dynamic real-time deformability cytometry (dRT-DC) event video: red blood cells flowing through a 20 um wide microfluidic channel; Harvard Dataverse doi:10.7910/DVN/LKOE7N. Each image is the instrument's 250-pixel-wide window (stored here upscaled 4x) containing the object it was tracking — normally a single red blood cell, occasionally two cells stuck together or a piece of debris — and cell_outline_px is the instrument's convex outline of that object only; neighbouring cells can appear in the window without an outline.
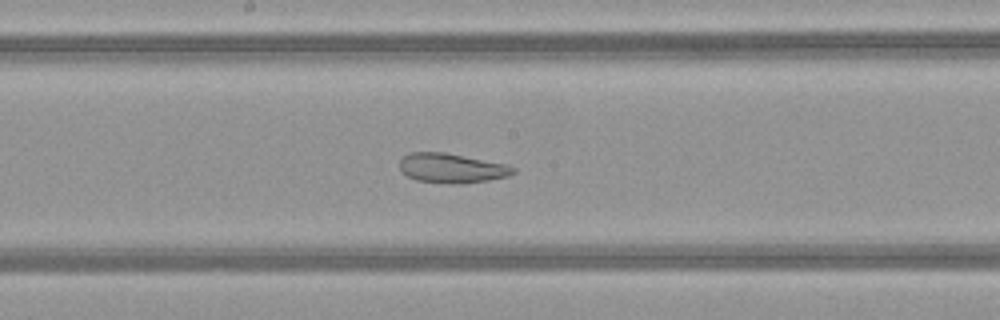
{"species": "common noctule bat (a hibernating species)", "species_latin": "Nyctalus noctula", "temperature_condition": "warm", "stored_images_in_passage": 34, "camera_frame_rate_fps": 3000, "um_per_image_px": 0.085, "animal": {"sex": "female", "body_mass_g": 21.9}, "frame": {"image": 1, "passage_image": 11, "time_ms": 3.333, "image_size_px": [1000, 320], "cell_outline_px": [[516, 172], [508, 176], [488, 180], [460, 184], [452, 184], [416, 180], [408, 176], [400, 168], [400, 160], [408, 152], [444, 152], [508, 164], [516, 168]], "centroid_in_image_um": [38.42, 14.29], "position_along_channel_um": 209.8, "area_um2": 19.59}}
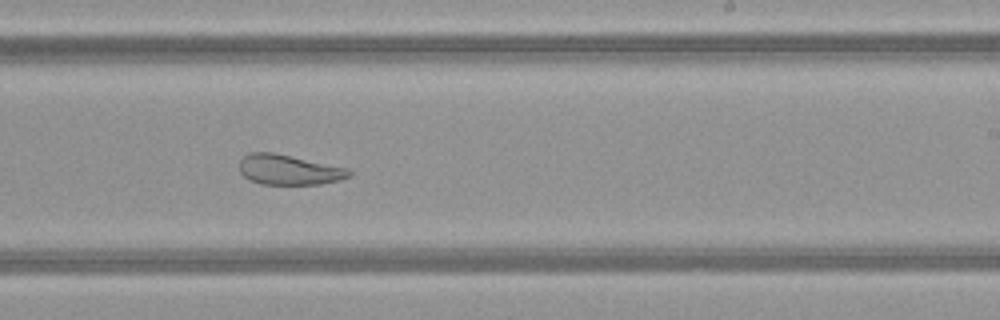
{"frame": {"image": 2, "passage_image": 15, "time_ms": 4.667, "image_size_px": [1000, 320], "cell_outline_px": [[352, 176], [340, 180], [320, 184], [260, 184], [248, 180], [240, 172], [240, 160], [248, 152], [272, 152], [348, 168], [352, 172]], "centroid_in_image_um": [24.55, 14.43], "position_along_channel_um": 264.4, "area_um2": 19.31}}
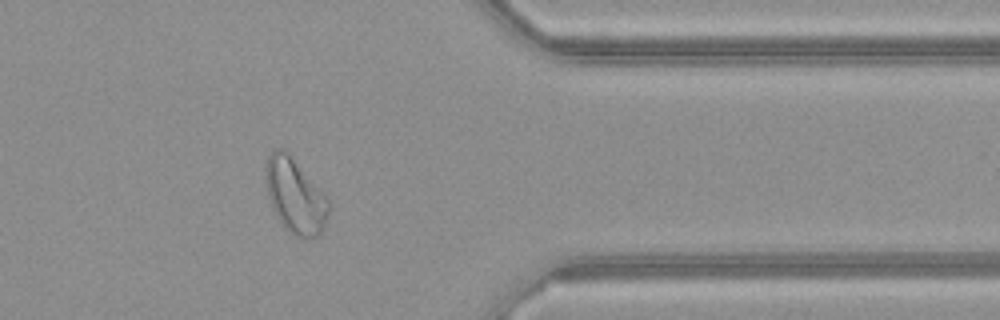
{"frame": {"image": 3, "passage_image": 25, "time_ms": 8.0, "image_size_px": [1000, 320], "cell_outline_px": [[332, 204], [324, 228], [316, 236], [304, 240], [296, 236], [284, 228], [276, 216], [272, 208], [268, 196], [264, 168], [268, 156], [276, 148], [284, 148], [292, 156], [328, 196]], "centroid_in_image_um": [25.11, 16.65], "position_along_channel_um": 386.3, "area_um2": 28.09}, "authors_computed_cell_mechanics": {"area_um2": 22.3686, "velocity_mm_per_s": 4.1202, "shape_relaxation_time_tau1_ms": null, "shape_relaxation_time_tau2_ms": 1.3062, "deformation_change_tau1": null, "deformation_change_tau2": 0.0897}}